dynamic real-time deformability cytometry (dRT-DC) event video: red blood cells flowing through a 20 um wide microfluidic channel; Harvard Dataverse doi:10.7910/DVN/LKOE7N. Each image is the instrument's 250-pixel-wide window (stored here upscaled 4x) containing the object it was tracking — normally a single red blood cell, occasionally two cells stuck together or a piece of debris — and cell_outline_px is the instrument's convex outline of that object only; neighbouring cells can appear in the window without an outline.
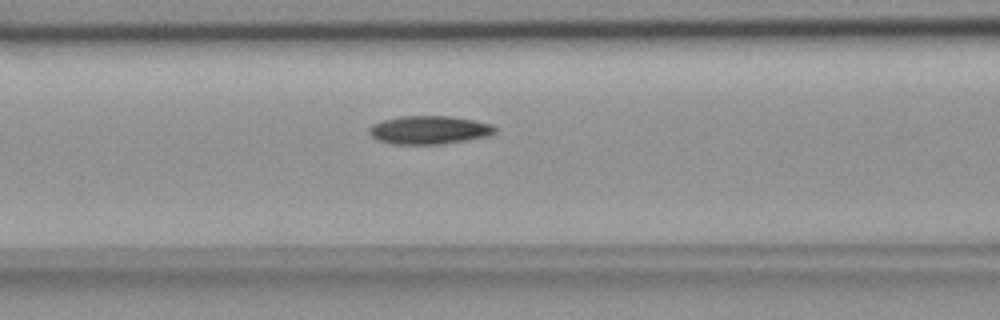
{"species": "common noctule bat (a hibernating species)", "species_latin": "Nyctalus noctula", "temperature_condition": "room temperature", "stored_images_in_passage": 35, "camera_frame_rate_fps": 3000, "um_per_image_px": 0.085, "animal": {"sex": "female", "body_mass_g": 18.4}, "frame": {"image": 1, "passage_image": 7, "time_ms": 2.0, "image_size_px": [1000, 320], "cell_outline_px": [[496, 132], [488, 136], [468, 140], [444, 144], [392, 144], [376, 140], [368, 132], [368, 128], [372, 124], [384, 120], [400, 116], [452, 116], [492, 124], [496, 128]], "centroid_in_image_um": [36.47, 11.05], "position_along_channel_um": 130.1, "area_um2": 20.92}}
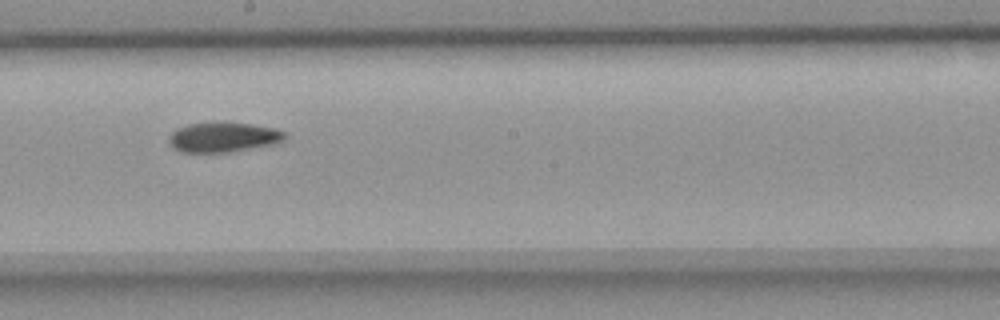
{"frame": {"image": 2, "passage_image": 15, "time_ms": 4.667, "image_size_px": [1000, 320], "cell_outline_px": [[284, 140], [276, 144], [228, 152], [180, 152], [172, 148], [168, 140], [168, 136], [176, 128], [188, 124], [212, 120], [216, 120], [252, 124], [276, 128], [284, 132]], "centroid_in_image_um": [18.93, 11.63], "position_along_channel_um": 229.3, "area_um2": 20.81}}
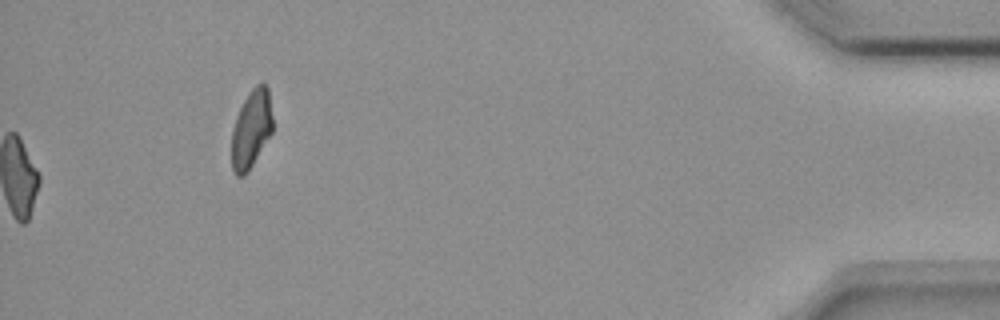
{"frame": {"image": 3, "passage_image": 35, "time_ms": 11.333, "image_size_px": [1000, 320], "cell_outline_px": [[272, 132], [248, 172], [244, 176], [236, 176], [232, 172], [232, 132], [236, 116], [248, 92], [260, 80], [264, 80], [268, 88], [272, 116]], "centroid_in_image_um": [21.36, 10.94], "position_along_channel_um": 413.8, "area_um2": 18.84}, "authors_computed_cell_mechanics": {"area_um2": 20.1722, "velocity_mm_per_s": 3.7332, "shape_relaxation_time_tau1_ms": 8.5881, "shape_relaxation_time_tau2_ms": 7.8442, "deformation_change_tau1": 0.2021, "deformation_change_tau2": 0.1302}}